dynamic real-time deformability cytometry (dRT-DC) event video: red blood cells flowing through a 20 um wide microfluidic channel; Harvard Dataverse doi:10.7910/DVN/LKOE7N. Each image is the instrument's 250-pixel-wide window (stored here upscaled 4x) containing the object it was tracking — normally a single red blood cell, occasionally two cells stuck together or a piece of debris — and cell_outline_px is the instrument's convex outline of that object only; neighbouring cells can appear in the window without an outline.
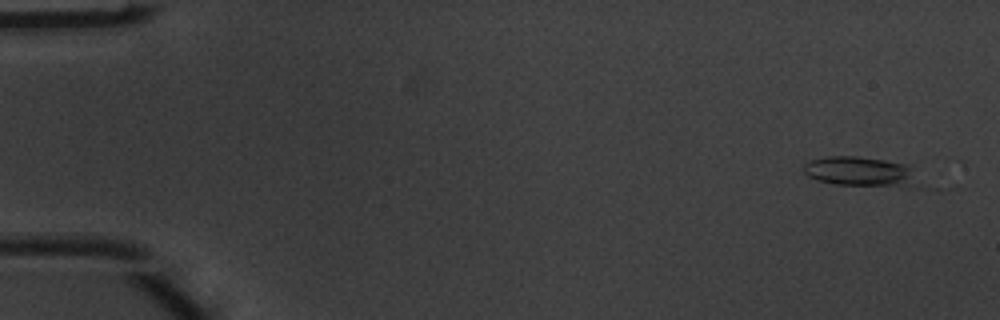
{"species": "common noctule bat (a hibernating species)", "species_latin": "Nyctalus noctula", "temperature_condition": "warm", "stored_images_in_passage": 3, "camera_frame_rate_fps": 3000, "um_per_image_px": 0.085, "animal": {"sex": "male", "body_mass_g": 20.1, "forearm_length_mm": 53.5}, "frame": {"image": 1, "passage_image": 1, "time_ms": 0.0, "image_size_px": [1000, 320], "cell_outline_px": [[916, 188], [904, 188], [836, 184], [816, 180], [808, 176], [804, 172], [804, 164], [808, 160], [828, 156], [856, 156], [884, 160], [908, 164]], "centroid_in_image_um": [73.09, 14.6], "position_along_channel_um": 11.9, "area_um2": 20.0}}